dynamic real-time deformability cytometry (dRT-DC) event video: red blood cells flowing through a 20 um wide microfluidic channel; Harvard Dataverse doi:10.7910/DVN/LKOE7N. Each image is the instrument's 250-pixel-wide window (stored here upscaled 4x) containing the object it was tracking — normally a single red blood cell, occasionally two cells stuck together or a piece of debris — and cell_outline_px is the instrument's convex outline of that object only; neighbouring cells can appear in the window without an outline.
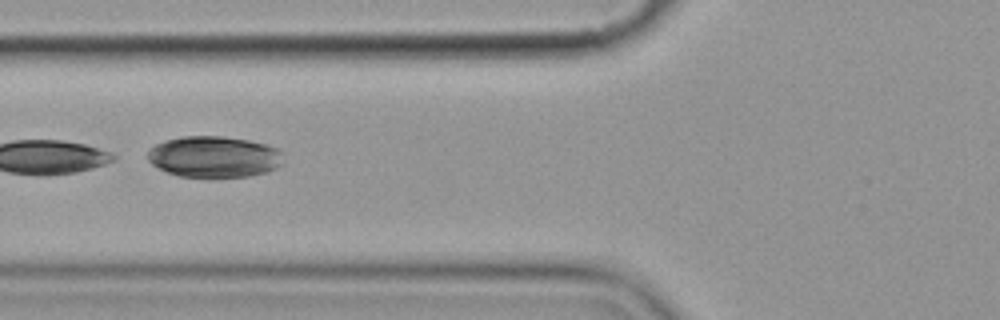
{"species": "common noctule bat (a hibernating species)", "species_latin": "Nyctalus noctula", "temperature_condition": "cold", "stored_images_in_passage": 8, "camera_frame_rate_fps": 3000, "um_per_image_px": 0.085, "animal": {"sex": "female", "body_mass_g": 19.9}, "frame": {"image": 1, "passage_image": 5, "time_ms": 4.667, "image_size_px": [1000, 320], "cell_outline_px": [[280, 164], [276, 168], [268, 172], [248, 176], [180, 176], [168, 172], [152, 164], [148, 160], [148, 148], [164, 140], [180, 136], [220, 136], [248, 140], [264, 144], [276, 148], [280, 152]], "centroid_in_image_um": [18.14, 13.31], "position_along_channel_um": 107.7, "area_um2": 32.19}}